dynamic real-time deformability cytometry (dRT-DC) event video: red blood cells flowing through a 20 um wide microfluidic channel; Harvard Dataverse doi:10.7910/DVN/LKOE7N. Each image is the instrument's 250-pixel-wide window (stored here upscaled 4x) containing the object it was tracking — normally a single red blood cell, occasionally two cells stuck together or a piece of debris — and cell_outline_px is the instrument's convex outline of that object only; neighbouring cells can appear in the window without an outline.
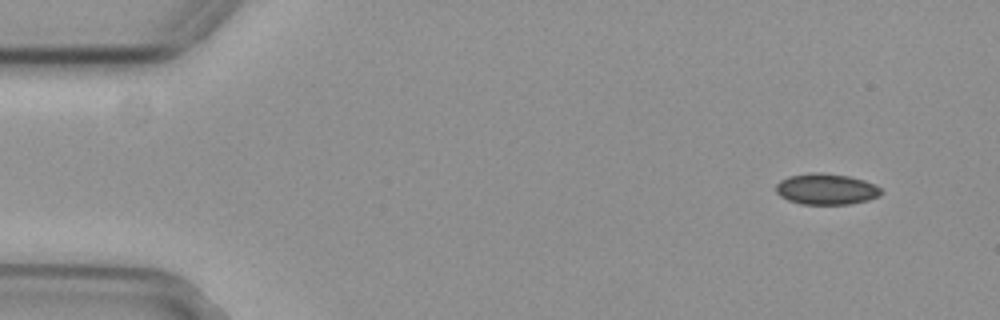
{"species": "common noctule bat (a hibernating species)", "species_latin": "Nyctalus noctula", "temperature_condition": "cold", "stored_images_in_passage": 23, "camera_frame_rate_fps": 3000, "um_per_image_px": 0.085, "animal": {"sex": "female", "body_mass_g": 29.2, "forearm_length_mm": 56.3}, "frame": {"image": 1, "passage_image": 1, "time_ms": 0.0, "image_size_px": [1000, 320], "cell_outline_px": [[884, 192], [880, 196], [868, 200], [848, 204], [800, 204], [788, 200], [780, 196], [776, 192], [776, 184], [780, 180], [788, 176], [812, 172], [820, 172], [848, 176], [864, 180], [876, 184]], "centroid_in_image_um": [70.24, 16.07], "position_along_channel_um": 14.8, "area_um2": 19.19}}
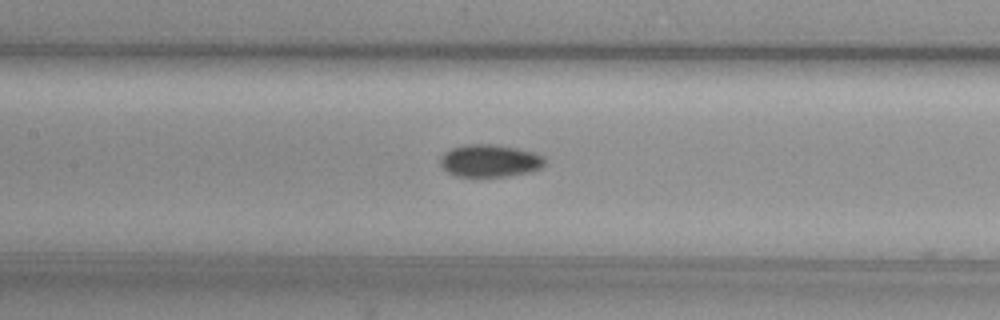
{"frame": {"image": 2, "passage_image": 22, "time_ms": 7.0, "image_size_px": [1000, 320], "cell_outline_px": [[544, 164], [540, 168], [532, 172], [508, 176], [456, 176], [448, 172], [440, 164], [440, 156], [444, 152], [452, 148], [464, 144], [492, 144], [516, 148], [536, 152], [544, 156]], "centroid_in_image_um": [41.64, 13.66], "position_along_channel_um": 165.8, "area_um2": 19.88}}